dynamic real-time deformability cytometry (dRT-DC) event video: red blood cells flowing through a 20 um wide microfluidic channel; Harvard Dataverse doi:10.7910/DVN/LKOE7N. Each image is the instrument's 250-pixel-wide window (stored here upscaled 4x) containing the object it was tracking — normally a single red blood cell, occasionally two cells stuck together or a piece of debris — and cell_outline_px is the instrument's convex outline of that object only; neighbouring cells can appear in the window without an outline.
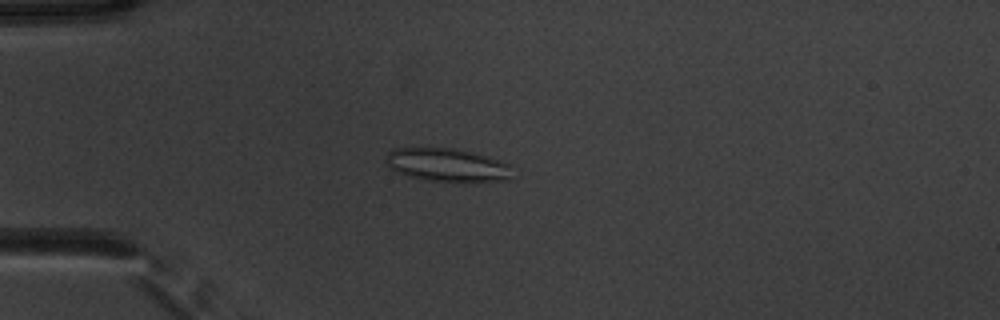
{"species": "common noctule bat (a hibernating species)", "species_latin": "Nyctalus noctula", "temperature_condition": "warm", "stored_images_in_passage": 52, "camera_frame_rate_fps": 3000, "um_per_image_px": 0.085, "animal": {"sex": "male", "body_mass_g": 20.1, "forearm_length_mm": 53.5}, "frame": {"image": 1, "passage_image": 14, "time_ms": 4.333, "image_size_px": [1000, 320], "cell_outline_px": [[512, 180], [468, 184], [464, 184], [428, 180], [396, 172], [384, 160], [388, 152], [392, 148], [428, 144], [452, 148], [484, 156], [508, 164]], "centroid_in_image_um": [37.96, 14.02], "position_along_channel_um": 47.0, "area_um2": 25.61}}
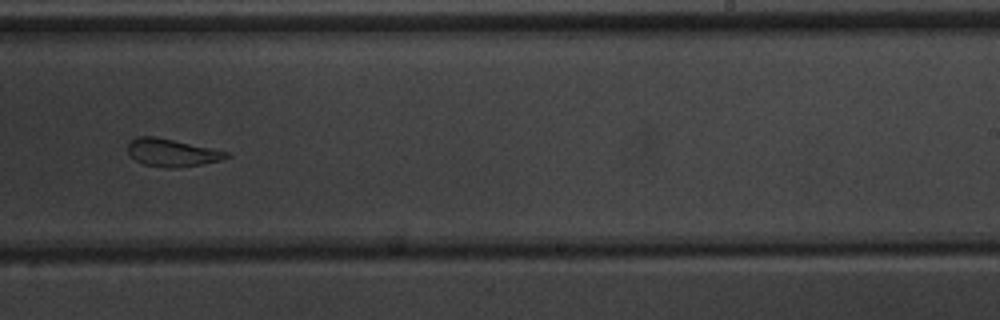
{"frame": {"image": 2, "passage_image": 33, "time_ms": 10.667, "image_size_px": [1000, 320], "cell_outline_px": [[232, 156], [220, 160], [200, 164], [172, 168], [164, 168], [144, 164], [136, 160], [128, 152], [128, 144], [132, 140], [140, 136], [156, 136], [228, 152]], "centroid_in_image_um": [14.61, 12.97], "position_along_channel_um": 274.4, "area_um2": 15.61}}
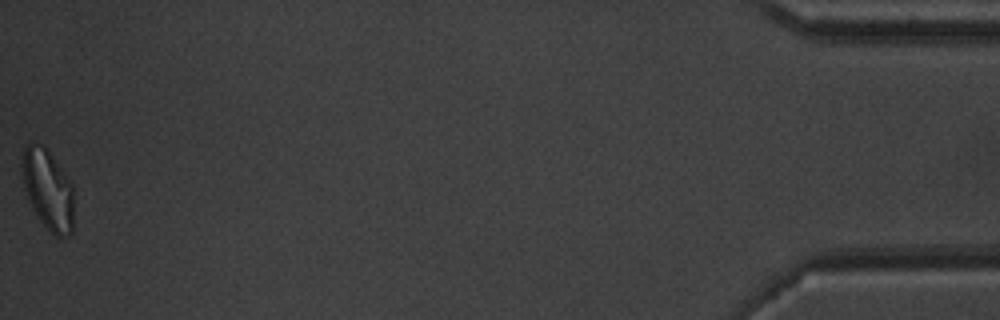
{"frame": {"image": 3, "passage_image": 52, "time_ms": 17.0, "image_size_px": [1000, 320], "cell_outline_px": [[72, 232], [68, 236], [56, 236], [36, 216], [28, 200], [24, 188], [20, 164], [24, 148], [28, 144], [44, 144], [72, 184]], "centroid_in_image_um": [4.03, 16.08], "position_along_channel_um": 431.2, "area_um2": 24.04}, "authors_computed_cell_mechanics": {"area_um2": 20.1433, "velocity_mm_per_s": 3.9051, "shape_relaxation_time_tau1_ms": null, "shape_relaxation_time_tau2_ms": 2.0013, "deformation_change_tau1": null, "deformation_change_tau2": 0.1104}}